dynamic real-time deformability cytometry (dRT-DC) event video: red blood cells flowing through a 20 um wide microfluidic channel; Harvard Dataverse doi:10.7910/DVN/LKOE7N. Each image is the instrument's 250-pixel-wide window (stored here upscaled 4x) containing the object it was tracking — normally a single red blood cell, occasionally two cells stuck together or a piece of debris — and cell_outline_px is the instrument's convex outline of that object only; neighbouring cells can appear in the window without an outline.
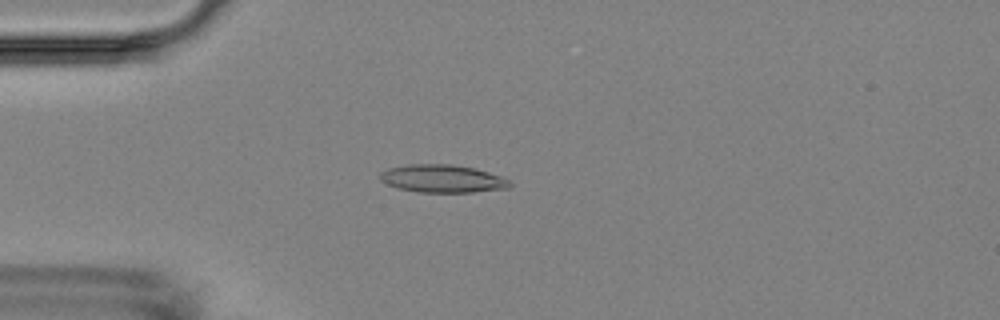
{"species": "Egyptian fruit bat (a non-hibernating species)", "species_latin": "Rousettus aegyptiacus", "temperature_condition": "room temperature", "stored_images_in_passage": 4, "camera_frame_rate_fps": 3000, "um_per_image_px": 0.085, "animal": {"sex": "female"}, "frame": {"image": 1, "passage_image": 4, "time_ms": 3.333, "image_size_px": [1000, 320], "cell_outline_px": [[512, 184], [508, 188], [472, 192], [416, 192], [400, 188], [388, 184], [380, 180], [380, 172], [388, 168], [408, 164], [448, 164], [476, 168], [512, 180]], "centroid_in_image_um": [37.63, 15.18], "position_along_channel_um": 47.4, "area_um2": 21.04}}